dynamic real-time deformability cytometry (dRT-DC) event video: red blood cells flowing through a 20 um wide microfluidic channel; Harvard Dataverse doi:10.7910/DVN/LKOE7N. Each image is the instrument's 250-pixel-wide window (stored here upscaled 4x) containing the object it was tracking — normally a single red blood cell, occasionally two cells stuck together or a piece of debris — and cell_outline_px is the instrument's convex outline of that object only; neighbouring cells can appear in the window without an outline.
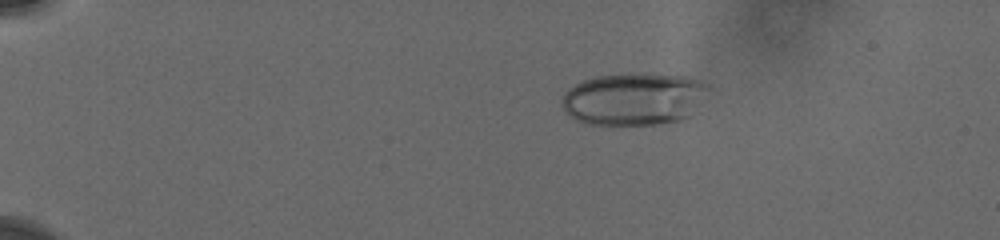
{"species": "human", "species_latin": "Homo sapiens", "temperature_condition": "cold", "stored_images_in_passage": 4, "camera_frame_rate_fps": 3000, "um_per_image_px": 0.085, "donor": {"sex": "male"}, "frame": {"image": 1, "passage_image": 1, "time_ms": 0.0, "image_size_px": [1000, 240], "cell_outline_px": [[716, 88], [708, 116], [656, 124], [612, 128], [584, 124], [568, 116], [564, 112], [564, 96], [576, 84], [584, 80], [600, 76], [692, 76], [704, 80], [712, 84]], "centroid_in_image_um": [54.26, 8.52], "position_along_channel_um": 30.7, "area_um2": 47.63}}